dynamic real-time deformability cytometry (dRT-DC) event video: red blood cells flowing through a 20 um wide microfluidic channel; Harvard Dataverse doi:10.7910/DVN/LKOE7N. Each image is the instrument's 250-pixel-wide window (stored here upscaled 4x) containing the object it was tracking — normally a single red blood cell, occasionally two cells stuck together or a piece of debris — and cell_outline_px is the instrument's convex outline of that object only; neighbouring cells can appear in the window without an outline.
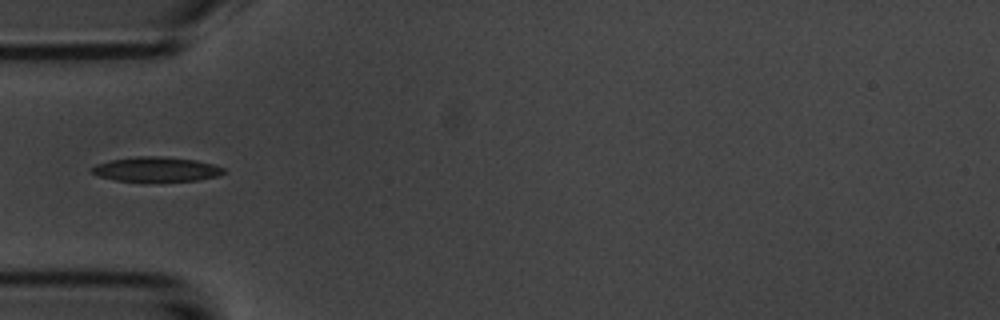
{"species": "common noctule bat (a hibernating species)", "species_latin": "Nyctalus noctula", "temperature_condition": "room temperature", "stored_images_in_passage": 5, "camera_frame_rate_fps": 3000, "um_per_image_px": 0.085, "animal": {"sex": "male", "body_mass_g": 20.1, "forearm_length_mm": 53.5}, "frame": {"image": 1, "passage_image": 5, "time_ms": 4.333, "image_size_px": [1000, 320], "cell_outline_px": [[224, 172], [216, 176], [200, 180], [116, 180], [96, 176], [92, 172], [92, 168], [96, 164], [112, 160], [136, 156], [164, 156], [196, 160], [212, 164], [224, 168]], "centroid_in_image_um": [13.27, 14.37], "position_along_channel_um": 71.7, "area_um2": 18.5}}